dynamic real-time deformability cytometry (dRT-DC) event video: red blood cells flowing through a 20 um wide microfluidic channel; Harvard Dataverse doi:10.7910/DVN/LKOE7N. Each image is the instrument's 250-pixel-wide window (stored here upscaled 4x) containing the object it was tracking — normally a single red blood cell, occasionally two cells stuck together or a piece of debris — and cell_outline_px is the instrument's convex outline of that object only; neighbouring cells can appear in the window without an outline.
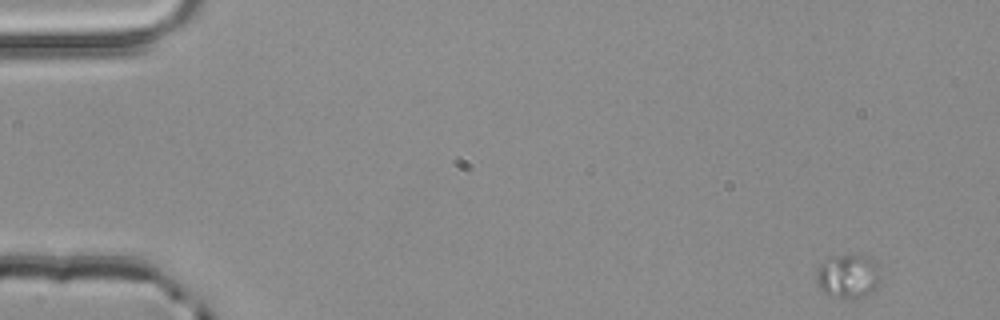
{"species": "common noctule bat (a hibernating species)", "species_latin": "Nyctalus noctula", "temperature_condition": "room temperature", "stored_images_in_passage": 6, "camera_frame_rate_fps": 3000, "um_per_image_px": 0.085, "animal": {"sex": "male", "body_mass_g": 20.4}, "frame": {"image": 1, "passage_image": 1, "time_ms": 0.0, "image_size_px": [1000, 320], "cell_outline_px": [[880, 280], [868, 292], [852, 300], [824, 292], [820, 288], [820, 264], [824, 260], [832, 256], [868, 256], [876, 260], [880, 276]], "centroid_in_image_um": [72.14, 23.44], "position_along_channel_um": 12.9, "area_um2": 15.55}}